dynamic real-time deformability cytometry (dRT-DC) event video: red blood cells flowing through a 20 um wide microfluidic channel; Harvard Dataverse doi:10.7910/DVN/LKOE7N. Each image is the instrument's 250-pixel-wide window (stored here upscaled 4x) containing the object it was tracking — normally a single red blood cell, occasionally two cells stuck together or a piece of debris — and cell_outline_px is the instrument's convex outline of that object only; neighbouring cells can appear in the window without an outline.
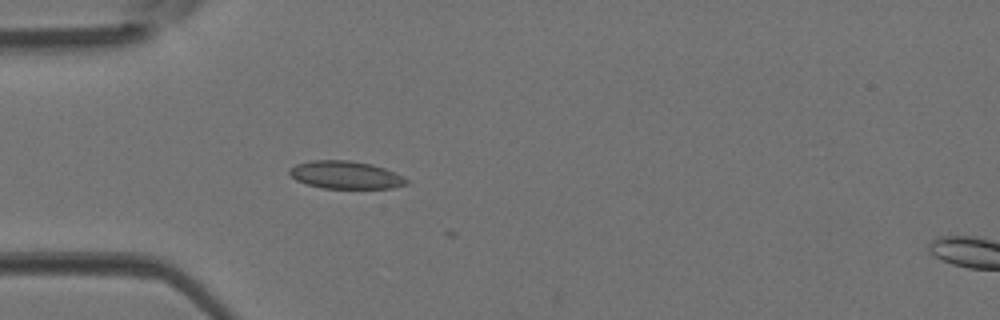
{"species": "Egyptian fruit bat (a non-hibernating species)", "species_latin": "Rousettus aegyptiacus", "temperature_condition": "room temperature", "stored_images_in_passage": 3, "camera_frame_rate_fps": 3000, "um_per_image_px": 0.085, "animal": {"sex": "female"}, "frame": {"image": 1, "passage_image": 1, "time_ms": 0.0, "image_size_px": [1000, 320], "cell_outline_px": [[408, 184], [392, 188], [324, 188], [308, 184], [296, 180], [288, 172], [288, 168], [296, 164], [312, 160], [348, 160], [372, 164], [384, 168], [404, 176], [408, 180]], "centroid_in_image_um": [29.38, 14.86], "position_along_channel_um": 55.6, "area_um2": 18.9}}